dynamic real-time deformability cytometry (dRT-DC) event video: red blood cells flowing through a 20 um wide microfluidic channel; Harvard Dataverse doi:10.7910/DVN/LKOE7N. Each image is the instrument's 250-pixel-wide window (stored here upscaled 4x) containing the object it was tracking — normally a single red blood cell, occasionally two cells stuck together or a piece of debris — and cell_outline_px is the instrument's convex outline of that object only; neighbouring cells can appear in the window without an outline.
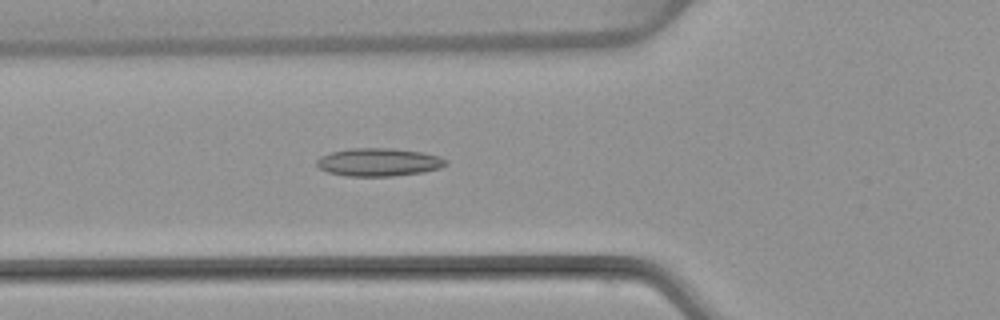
{"species": "common noctule bat (a hibernating species)", "species_latin": "Nyctalus noctula", "temperature_condition": "warm", "stored_images_in_passage": 53, "camera_frame_rate_fps": 3000, "um_per_image_px": 0.085, "animal": {"sex": "female", "body_mass_g": 22.7, "forearm_length_mm": 54.2}, "frame": {"image": 1, "passage_image": 19, "time_ms": 6.0, "image_size_px": [1000, 320], "cell_outline_px": [[448, 164], [440, 168], [424, 172], [392, 176], [348, 176], [328, 172], [320, 168], [316, 164], [316, 160], [320, 156], [332, 152], [348, 148], [392, 148], [424, 152], [440, 156], [448, 160]], "centroid_in_image_um": [32.23, 13.77], "position_along_channel_um": 93.6, "area_um2": 21.27}}
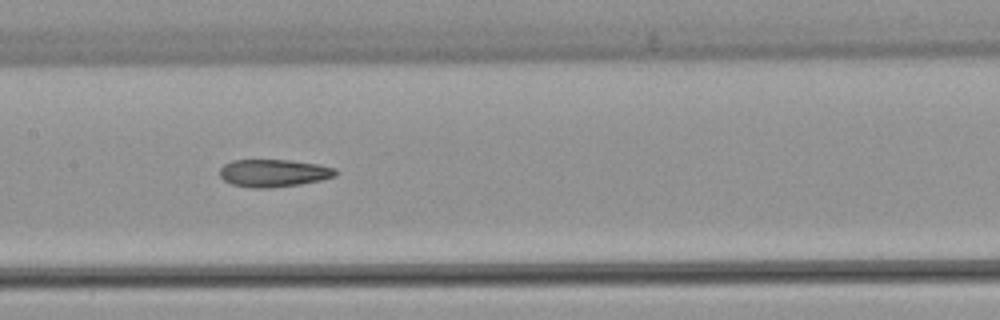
{"frame": {"image": 2, "passage_image": 26, "time_ms": 8.333, "image_size_px": [1000, 320], "cell_outline_px": [[336, 176], [320, 180], [300, 184], [268, 188], [252, 188], [232, 184], [224, 180], [220, 176], [220, 168], [224, 164], [232, 160], [288, 160], [320, 164], [336, 168]], "centroid_in_image_um": [23.26, 14.7], "position_along_channel_um": 184.1, "area_um2": 18.61}}
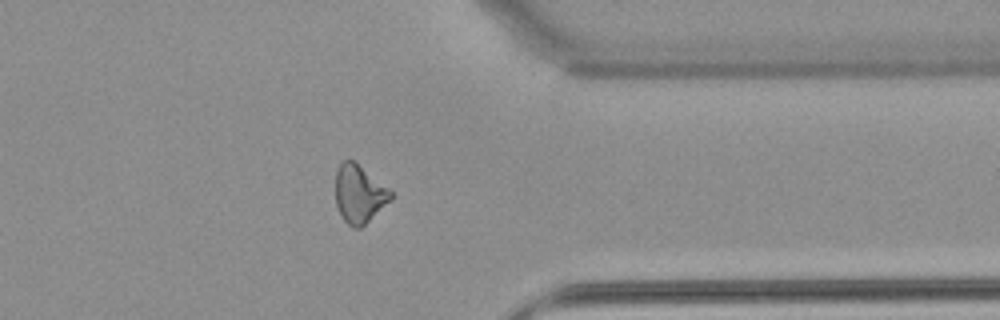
{"frame": {"image": 3, "passage_image": 42, "time_ms": 13.667, "image_size_px": [1000, 320], "cell_outline_px": [[392, 200], [360, 228], [352, 228], [344, 220], [336, 204], [336, 168], [344, 160], [356, 160], [388, 188], [392, 192]], "centroid_in_image_um": [30.54, 16.46], "position_along_channel_um": 380.9, "area_um2": 18.79}, "authors_computed_cell_mechanics": {"area_um2": 19.7098, "velocity_mm_per_s": 3.8594, "shape_relaxation_time_tau1_ms": 11.3047, "shape_relaxation_time_tau2_ms": 4.4297, "deformation_change_tau1": 0.2523, "deformation_change_tau2": 0.1415}}